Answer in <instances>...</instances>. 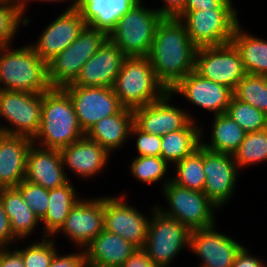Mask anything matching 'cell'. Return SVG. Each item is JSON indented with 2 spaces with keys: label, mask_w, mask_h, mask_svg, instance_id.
<instances>
[{
  "label": "cell",
  "mask_w": 267,
  "mask_h": 267,
  "mask_svg": "<svg viewBox=\"0 0 267 267\" xmlns=\"http://www.w3.org/2000/svg\"><path fill=\"white\" fill-rule=\"evenodd\" d=\"M196 52L184 24L176 17H164L156 28L147 57L156 79L169 91L195 70Z\"/></svg>",
  "instance_id": "1"
},
{
  "label": "cell",
  "mask_w": 267,
  "mask_h": 267,
  "mask_svg": "<svg viewBox=\"0 0 267 267\" xmlns=\"http://www.w3.org/2000/svg\"><path fill=\"white\" fill-rule=\"evenodd\" d=\"M84 135L69 94L62 87L44 92L41 124L33 144L61 150Z\"/></svg>",
  "instance_id": "2"
},
{
  "label": "cell",
  "mask_w": 267,
  "mask_h": 267,
  "mask_svg": "<svg viewBox=\"0 0 267 267\" xmlns=\"http://www.w3.org/2000/svg\"><path fill=\"white\" fill-rule=\"evenodd\" d=\"M51 88L47 63L35 54L31 45L0 49V90L44 93Z\"/></svg>",
  "instance_id": "3"
},
{
  "label": "cell",
  "mask_w": 267,
  "mask_h": 267,
  "mask_svg": "<svg viewBox=\"0 0 267 267\" xmlns=\"http://www.w3.org/2000/svg\"><path fill=\"white\" fill-rule=\"evenodd\" d=\"M112 89L120 104L132 110L157 101L167 92L156 79L148 57H126Z\"/></svg>",
  "instance_id": "4"
},
{
  "label": "cell",
  "mask_w": 267,
  "mask_h": 267,
  "mask_svg": "<svg viewBox=\"0 0 267 267\" xmlns=\"http://www.w3.org/2000/svg\"><path fill=\"white\" fill-rule=\"evenodd\" d=\"M163 18L156 9L142 6L141 1L118 20L108 38L126 57H147L156 28Z\"/></svg>",
  "instance_id": "5"
},
{
  "label": "cell",
  "mask_w": 267,
  "mask_h": 267,
  "mask_svg": "<svg viewBox=\"0 0 267 267\" xmlns=\"http://www.w3.org/2000/svg\"><path fill=\"white\" fill-rule=\"evenodd\" d=\"M162 187L169 207L164 210L160 205H156V208L163 215L177 220L190 231L209 228L216 224L213 211L218 208L204 192L177 185L171 179H165Z\"/></svg>",
  "instance_id": "6"
},
{
  "label": "cell",
  "mask_w": 267,
  "mask_h": 267,
  "mask_svg": "<svg viewBox=\"0 0 267 267\" xmlns=\"http://www.w3.org/2000/svg\"><path fill=\"white\" fill-rule=\"evenodd\" d=\"M236 9H203L179 12L191 42L197 47L221 46L232 42L240 21Z\"/></svg>",
  "instance_id": "7"
},
{
  "label": "cell",
  "mask_w": 267,
  "mask_h": 267,
  "mask_svg": "<svg viewBox=\"0 0 267 267\" xmlns=\"http://www.w3.org/2000/svg\"><path fill=\"white\" fill-rule=\"evenodd\" d=\"M108 35L86 25L79 36L61 53L47 63L48 81L52 87L72 83L83 65L98 51Z\"/></svg>",
  "instance_id": "8"
},
{
  "label": "cell",
  "mask_w": 267,
  "mask_h": 267,
  "mask_svg": "<svg viewBox=\"0 0 267 267\" xmlns=\"http://www.w3.org/2000/svg\"><path fill=\"white\" fill-rule=\"evenodd\" d=\"M148 235L142 248L157 267H170L174 257L189 248L191 231L177 220L163 215L154 205Z\"/></svg>",
  "instance_id": "9"
},
{
  "label": "cell",
  "mask_w": 267,
  "mask_h": 267,
  "mask_svg": "<svg viewBox=\"0 0 267 267\" xmlns=\"http://www.w3.org/2000/svg\"><path fill=\"white\" fill-rule=\"evenodd\" d=\"M43 93L0 90V119L11 124L1 126L4 134L34 139L42 114Z\"/></svg>",
  "instance_id": "10"
},
{
  "label": "cell",
  "mask_w": 267,
  "mask_h": 267,
  "mask_svg": "<svg viewBox=\"0 0 267 267\" xmlns=\"http://www.w3.org/2000/svg\"><path fill=\"white\" fill-rule=\"evenodd\" d=\"M195 71L203 78L223 84L232 90L247 74L241 54L232 42L197 48Z\"/></svg>",
  "instance_id": "11"
},
{
  "label": "cell",
  "mask_w": 267,
  "mask_h": 267,
  "mask_svg": "<svg viewBox=\"0 0 267 267\" xmlns=\"http://www.w3.org/2000/svg\"><path fill=\"white\" fill-rule=\"evenodd\" d=\"M70 96L84 133L103 118L117 114L123 106L112 88L63 86Z\"/></svg>",
  "instance_id": "12"
},
{
  "label": "cell",
  "mask_w": 267,
  "mask_h": 267,
  "mask_svg": "<svg viewBox=\"0 0 267 267\" xmlns=\"http://www.w3.org/2000/svg\"><path fill=\"white\" fill-rule=\"evenodd\" d=\"M128 205L125 196L104 197V230L122 237L138 249L147 239L150 217Z\"/></svg>",
  "instance_id": "13"
},
{
  "label": "cell",
  "mask_w": 267,
  "mask_h": 267,
  "mask_svg": "<svg viewBox=\"0 0 267 267\" xmlns=\"http://www.w3.org/2000/svg\"><path fill=\"white\" fill-rule=\"evenodd\" d=\"M171 97L167 91L157 101L133 109V124L144 133L159 136L184 129L194 117L182 108L172 106Z\"/></svg>",
  "instance_id": "14"
},
{
  "label": "cell",
  "mask_w": 267,
  "mask_h": 267,
  "mask_svg": "<svg viewBox=\"0 0 267 267\" xmlns=\"http://www.w3.org/2000/svg\"><path fill=\"white\" fill-rule=\"evenodd\" d=\"M203 170V192L217 208H221L229 202L237 184L239 168L233 155L212 152L203 147Z\"/></svg>",
  "instance_id": "15"
},
{
  "label": "cell",
  "mask_w": 267,
  "mask_h": 267,
  "mask_svg": "<svg viewBox=\"0 0 267 267\" xmlns=\"http://www.w3.org/2000/svg\"><path fill=\"white\" fill-rule=\"evenodd\" d=\"M103 223L104 197L79 199L58 232L84 250L104 230Z\"/></svg>",
  "instance_id": "16"
},
{
  "label": "cell",
  "mask_w": 267,
  "mask_h": 267,
  "mask_svg": "<svg viewBox=\"0 0 267 267\" xmlns=\"http://www.w3.org/2000/svg\"><path fill=\"white\" fill-rule=\"evenodd\" d=\"M169 92L184 96L197 107L213 112L214 116L224 114L233 97L232 89L203 78L195 70L182 78Z\"/></svg>",
  "instance_id": "17"
},
{
  "label": "cell",
  "mask_w": 267,
  "mask_h": 267,
  "mask_svg": "<svg viewBox=\"0 0 267 267\" xmlns=\"http://www.w3.org/2000/svg\"><path fill=\"white\" fill-rule=\"evenodd\" d=\"M215 226L191 231L189 251L203 261L199 267H231L244 247L233 238L216 231Z\"/></svg>",
  "instance_id": "18"
},
{
  "label": "cell",
  "mask_w": 267,
  "mask_h": 267,
  "mask_svg": "<svg viewBox=\"0 0 267 267\" xmlns=\"http://www.w3.org/2000/svg\"><path fill=\"white\" fill-rule=\"evenodd\" d=\"M86 25L77 9L65 10L45 28L44 32L42 31L38 41L30 45L35 54L48 63L65 50Z\"/></svg>",
  "instance_id": "19"
},
{
  "label": "cell",
  "mask_w": 267,
  "mask_h": 267,
  "mask_svg": "<svg viewBox=\"0 0 267 267\" xmlns=\"http://www.w3.org/2000/svg\"><path fill=\"white\" fill-rule=\"evenodd\" d=\"M125 58L122 50L107 38L83 65L77 78L65 86L112 88Z\"/></svg>",
  "instance_id": "20"
},
{
  "label": "cell",
  "mask_w": 267,
  "mask_h": 267,
  "mask_svg": "<svg viewBox=\"0 0 267 267\" xmlns=\"http://www.w3.org/2000/svg\"><path fill=\"white\" fill-rule=\"evenodd\" d=\"M64 170L60 150L32 144L26 158L25 180L48 190L58 188L70 180Z\"/></svg>",
  "instance_id": "21"
},
{
  "label": "cell",
  "mask_w": 267,
  "mask_h": 267,
  "mask_svg": "<svg viewBox=\"0 0 267 267\" xmlns=\"http://www.w3.org/2000/svg\"><path fill=\"white\" fill-rule=\"evenodd\" d=\"M63 166L78 177L89 178L106 167L110 153L86 135L60 150Z\"/></svg>",
  "instance_id": "22"
},
{
  "label": "cell",
  "mask_w": 267,
  "mask_h": 267,
  "mask_svg": "<svg viewBox=\"0 0 267 267\" xmlns=\"http://www.w3.org/2000/svg\"><path fill=\"white\" fill-rule=\"evenodd\" d=\"M33 139L0 135V188L18 186L25 179L26 158Z\"/></svg>",
  "instance_id": "23"
},
{
  "label": "cell",
  "mask_w": 267,
  "mask_h": 267,
  "mask_svg": "<svg viewBox=\"0 0 267 267\" xmlns=\"http://www.w3.org/2000/svg\"><path fill=\"white\" fill-rule=\"evenodd\" d=\"M137 249L122 237L103 230L84 249L86 264L121 267Z\"/></svg>",
  "instance_id": "24"
},
{
  "label": "cell",
  "mask_w": 267,
  "mask_h": 267,
  "mask_svg": "<svg viewBox=\"0 0 267 267\" xmlns=\"http://www.w3.org/2000/svg\"><path fill=\"white\" fill-rule=\"evenodd\" d=\"M142 0H79L77 10L84 22L107 35L118 20Z\"/></svg>",
  "instance_id": "25"
},
{
  "label": "cell",
  "mask_w": 267,
  "mask_h": 267,
  "mask_svg": "<svg viewBox=\"0 0 267 267\" xmlns=\"http://www.w3.org/2000/svg\"><path fill=\"white\" fill-rule=\"evenodd\" d=\"M132 125L133 110L123 107L117 114L98 121L85 135L104 147L111 155L127 141Z\"/></svg>",
  "instance_id": "26"
},
{
  "label": "cell",
  "mask_w": 267,
  "mask_h": 267,
  "mask_svg": "<svg viewBox=\"0 0 267 267\" xmlns=\"http://www.w3.org/2000/svg\"><path fill=\"white\" fill-rule=\"evenodd\" d=\"M0 202L10 220L12 233L18 240L31 235L41 222L16 187L1 188Z\"/></svg>",
  "instance_id": "27"
},
{
  "label": "cell",
  "mask_w": 267,
  "mask_h": 267,
  "mask_svg": "<svg viewBox=\"0 0 267 267\" xmlns=\"http://www.w3.org/2000/svg\"><path fill=\"white\" fill-rule=\"evenodd\" d=\"M48 209L41 220L44 225L42 238L54 237L64 225L73 206L79 201L76 188L69 181L65 185L49 190Z\"/></svg>",
  "instance_id": "28"
},
{
  "label": "cell",
  "mask_w": 267,
  "mask_h": 267,
  "mask_svg": "<svg viewBox=\"0 0 267 267\" xmlns=\"http://www.w3.org/2000/svg\"><path fill=\"white\" fill-rule=\"evenodd\" d=\"M195 121H191L184 129L161 136V157L168 164L183 160L201 146L203 132Z\"/></svg>",
  "instance_id": "29"
},
{
  "label": "cell",
  "mask_w": 267,
  "mask_h": 267,
  "mask_svg": "<svg viewBox=\"0 0 267 267\" xmlns=\"http://www.w3.org/2000/svg\"><path fill=\"white\" fill-rule=\"evenodd\" d=\"M241 29L243 28L239 23L234 31L232 43L241 54L246 73L267 76V40Z\"/></svg>",
  "instance_id": "30"
},
{
  "label": "cell",
  "mask_w": 267,
  "mask_h": 267,
  "mask_svg": "<svg viewBox=\"0 0 267 267\" xmlns=\"http://www.w3.org/2000/svg\"><path fill=\"white\" fill-rule=\"evenodd\" d=\"M246 132L228 115H215L211 131V142L201 146L205 149L218 152L233 154L243 142Z\"/></svg>",
  "instance_id": "31"
},
{
  "label": "cell",
  "mask_w": 267,
  "mask_h": 267,
  "mask_svg": "<svg viewBox=\"0 0 267 267\" xmlns=\"http://www.w3.org/2000/svg\"><path fill=\"white\" fill-rule=\"evenodd\" d=\"M176 171L171 180L177 185L203 192L205 174L203 170V146L194 153L175 163Z\"/></svg>",
  "instance_id": "32"
},
{
  "label": "cell",
  "mask_w": 267,
  "mask_h": 267,
  "mask_svg": "<svg viewBox=\"0 0 267 267\" xmlns=\"http://www.w3.org/2000/svg\"><path fill=\"white\" fill-rule=\"evenodd\" d=\"M232 155L238 168L267 161V128L246 133L243 142Z\"/></svg>",
  "instance_id": "33"
},
{
  "label": "cell",
  "mask_w": 267,
  "mask_h": 267,
  "mask_svg": "<svg viewBox=\"0 0 267 267\" xmlns=\"http://www.w3.org/2000/svg\"><path fill=\"white\" fill-rule=\"evenodd\" d=\"M233 96L267 114V77L246 74L233 90Z\"/></svg>",
  "instance_id": "34"
},
{
  "label": "cell",
  "mask_w": 267,
  "mask_h": 267,
  "mask_svg": "<svg viewBox=\"0 0 267 267\" xmlns=\"http://www.w3.org/2000/svg\"><path fill=\"white\" fill-rule=\"evenodd\" d=\"M225 114L234 120L246 133L267 128V114L234 96L231 98Z\"/></svg>",
  "instance_id": "35"
},
{
  "label": "cell",
  "mask_w": 267,
  "mask_h": 267,
  "mask_svg": "<svg viewBox=\"0 0 267 267\" xmlns=\"http://www.w3.org/2000/svg\"><path fill=\"white\" fill-rule=\"evenodd\" d=\"M23 15L21 0H8L0 4V49L12 45L20 25L29 23Z\"/></svg>",
  "instance_id": "36"
},
{
  "label": "cell",
  "mask_w": 267,
  "mask_h": 267,
  "mask_svg": "<svg viewBox=\"0 0 267 267\" xmlns=\"http://www.w3.org/2000/svg\"><path fill=\"white\" fill-rule=\"evenodd\" d=\"M131 162L130 171L143 184H153L163 180L169 164L157 156H137Z\"/></svg>",
  "instance_id": "37"
},
{
  "label": "cell",
  "mask_w": 267,
  "mask_h": 267,
  "mask_svg": "<svg viewBox=\"0 0 267 267\" xmlns=\"http://www.w3.org/2000/svg\"><path fill=\"white\" fill-rule=\"evenodd\" d=\"M16 250L22 255L25 267H49L58 251L52 237H45L41 242H33L22 250Z\"/></svg>",
  "instance_id": "38"
},
{
  "label": "cell",
  "mask_w": 267,
  "mask_h": 267,
  "mask_svg": "<svg viewBox=\"0 0 267 267\" xmlns=\"http://www.w3.org/2000/svg\"><path fill=\"white\" fill-rule=\"evenodd\" d=\"M16 188L19 190L25 203L41 221L48 209L49 190L25 179Z\"/></svg>",
  "instance_id": "39"
},
{
  "label": "cell",
  "mask_w": 267,
  "mask_h": 267,
  "mask_svg": "<svg viewBox=\"0 0 267 267\" xmlns=\"http://www.w3.org/2000/svg\"><path fill=\"white\" fill-rule=\"evenodd\" d=\"M131 135H135L137 137L135 143L137 153L139 154L138 156L161 157V136L144 133L134 124L130 129V137Z\"/></svg>",
  "instance_id": "40"
},
{
  "label": "cell",
  "mask_w": 267,
  "mask_h": 267,
  "mask_svg": "<svg viewBox=\"0 0 267 267\" xmlns=\"http://www.w3.org/2000/svg\"><path fill=\"white\" fill-rule=\"evenodd\" d=\"M233 0H186L184 8L180 12H189L205 9H236ZM234 6V7H233Z\"/></svg>",
  "instance_id": "41"
},
{
  "label": "cell",
  "mask_w": 267,
  "mask_h": 267,
  "mask_svg": "<svg viewBox=\"0 0 267 267\" xmlns=\"http://www.w3.org/2000/svg\"><path fill=\"white\" fill-rule=\"evenodd\" d=\"M85 264V251L66 255L56 252L49 267H85Z\"/></svg>",
  "instance_id": "42"
},
{
  "label": "cell",
  "mask_w": 267,
  "mask_h": 267,
  "mask_svg": "<svg viewBox=\"0 0 267 267\" xmlns=\"http://www.w3.org/2000/svg\"><path fill=\"white\" fill-rule=\"evenodd\" d=\"M15 240L17 241V238L12 233L10 220L0 202V247L7 248L8 244H13Z\"/></svg>",
  "instance_id": "43"
},
{
  "label": "cell",
  "mask_w": 267,
  "mask_h": 267,
  "mask_svg": "<svg viewBox=\"0 0 267 267\" xmlns=\"http://www.w3.org/2000/svg\"><path fill=\"white\" fill-rule=\"evenodd\" d=\"M249 252L247 248L243 247L231 267H267L260 258L253 256Z\"/></svg>",
  "instance_id": "44"
},
{
  "label": "cell",
  "mask_w": 267,
  "mask_h": 267,
  "mask_svg": "<svg viewBox=\"0 0 267 267\" xmlns=\"http://www.w3.org/2000/svg\"><path fill=\"white\" fill-rule=\"evenodd\" d=\"M0 247V267H25L22 255L15 250Z\"/></svg>",
  "instance_id": "45"
},
{
  "label": "cell",
  "mask_w": 267,
  "mask_h": 267,
  "mask_svg": "<svg viewBox=\"0 0 267 267\" xmlns=\"http://www.w3.org/2000/svg\"><path fill=\"white\" fill-rule=\"evenodd\" d=\"M121 267H157L143 249H137Z\"/></svg>",
  "instance_id": "46"
},
{
  "label": "cell",
  "mask_w": 267,
  "mask_h": 267,
  "mask_svg": "<svg viewBox=\"0 0 267 267\" xmlns=\"http://www.w3.org/2000/svg\"><path fill=\"white\" fill-rule=\"evenodd\" d=\"M165 5L156 10L163 17H175L185 5L186 0H163Z\"/></svg>",
  "instance_id": "47"
},
{
  "label": "cell",
  "mask_w": 267,
  "mask_h": 267,
  "mask_svg": "<svg viewBox=\"0 0 267 267\" xmlns=\"http://www.w3.org/2000/svg\"><path fill=\"white\" fill-rule=\"evenodd\" d=\"M29 1H34V0H21V6H22V11H23V14H25V11H26V5H27V2ZM36 1H45V2H65V1H70V0H36ZM78 2L79 0H73V3H71L70 6H68V8L66 9V11H69V10H75L77 9V6H78Z\"/></svg>",
  "instance_id": "48"
},
{
  "label": "cell",
  "mask_w": 267,
  "mask_h": 267,
  "mask_svg": "<svg viewBox=\"0 0 267 267\" xmlns=\"http://www.w3.org/2000/svg\"><path fill=\"white\" fill-rule=\"evenodd\" d=\"M85 267H102V266L94 264H85Z\"/></svg>",
  "instance_id": "49"
},
{
  "label": "cell",
  "mask_w": 267,
  "mask_h": 267,
  "mask_svg": "<svg viewBox=\"0 0 267 267\" xmlns=\"http://www.w3.org/2000/svg\"><path fill=\"white\" fill-rule=\"evenodd\" d=\"M3 134V130L1 128V125H0V135Z\"/></svg>",
  "instance_id": "50"
},
{
  "label": "cell",
  "mask_w": 267,
  "mask_h": 267,
  "mask_svg": "<svg viewBox=\"0 0 267 267\" xmlns=\"http://www.w3.org/2000/svg\"><path fill=\"white\" fill-rule=\"evenodd\" d=\"M6 1H8V0H0V4H1V3H4V2H6Z\"/></svg>",
  "instance_id": "51"
}]
</instances>
